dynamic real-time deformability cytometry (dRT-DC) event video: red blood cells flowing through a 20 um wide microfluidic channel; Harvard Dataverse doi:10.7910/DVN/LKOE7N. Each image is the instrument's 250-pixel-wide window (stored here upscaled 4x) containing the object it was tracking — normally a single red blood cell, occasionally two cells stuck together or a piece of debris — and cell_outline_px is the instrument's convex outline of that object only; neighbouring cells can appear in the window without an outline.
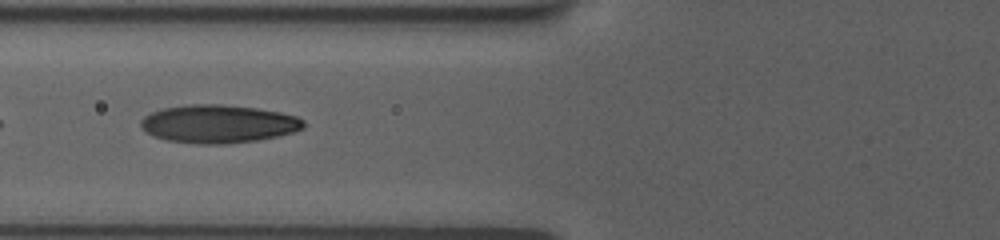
{"species": "human", "species_latin": "Homo sapiens", "temperature_condition": "room temperature", "stored_images_in_passage": 50, "camera_frame_rate_fps": 3000, "um_per_image_px": 0.085, "donor": {"sex": "female"}, "frame": {"image": 1, "passage_image": 5, "time_ms": 2.0, "image_size_px": [1000, 240], "cell_outline_px": [[304, 128], [292, 132], [276, 136], [256, 140], [224, 144], [196, 144], [168, 140], [152, 136], [144, 132], [140, 128], [140, 120], [144, 116], [152, 112], [164, 108], [188, 104], [220, 104], [256, 108], [280, 112], [296, 116], [304, 120]], "centroid_in_image_um": [18.51, 10.53], "position_along_channel_um": 107.3, "area_um2": 36.24}}
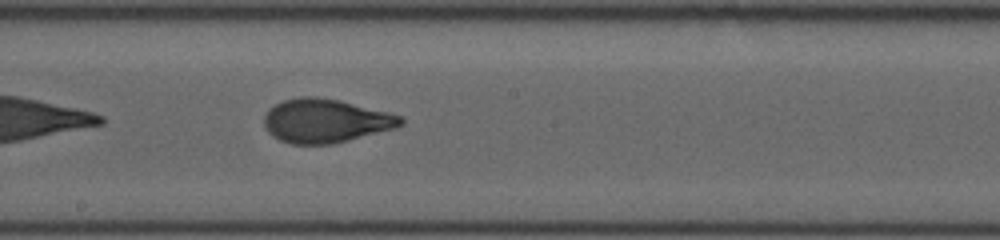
{"frame": {"image": 2, "passage_image": 16, "time_ms": 5.0, "image_size_px": [1000, 240], "cell_outline_px": [[404, 124], [396, 128], [332, 144], [292, 144], [280, 140], [272, 136], [264, 128], [264, 116], [268, 108], [284, 100], [300, 96], [316, 96], [340, 100], [404, 116]], "centroid_in_image_um": [27.67, 10.26], "position_along_channel_um": 220.5, "area_um2": 35.08}}
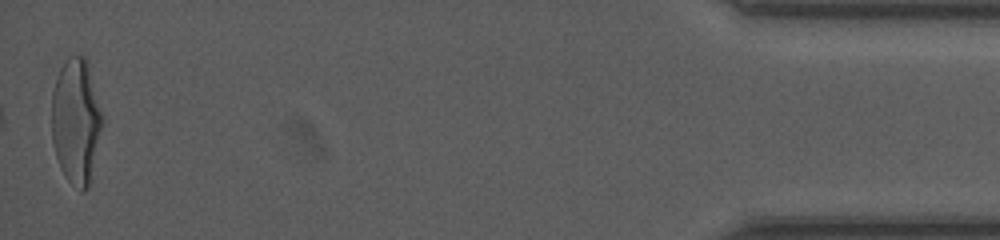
{"frame": {"image": 3, "passage_image": 50, "time_ms": 12.667, "image_size_px": [1000, 240], "cell_outline_px": [[104, 120], [88, 184], [84, 192], [80, 192], [64, 176], [60, 168], [56, 156], [52, 140], [52, 92], [56, 76], [60, 68], [68, 56], [84, 56], [88, 60]], "centroid_in_image_um": [6.46, 10.25], "position_along_channel_um": 428.7, "area_um2": 37.11}, "authors_computed_cell_mechanics": {"area_um2": 34.6222, "velocity_mm_per_s": 3.7633, "shape_relaxation_time_tau1_ms": 4.7393, "shape_relaxation_time_tau2_ms": null, "deformation_change_tau1": 0.2077, "deformation_change_tau2": null}}